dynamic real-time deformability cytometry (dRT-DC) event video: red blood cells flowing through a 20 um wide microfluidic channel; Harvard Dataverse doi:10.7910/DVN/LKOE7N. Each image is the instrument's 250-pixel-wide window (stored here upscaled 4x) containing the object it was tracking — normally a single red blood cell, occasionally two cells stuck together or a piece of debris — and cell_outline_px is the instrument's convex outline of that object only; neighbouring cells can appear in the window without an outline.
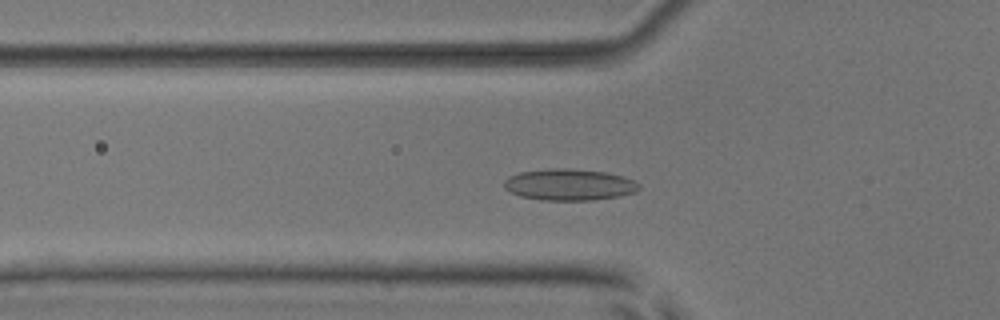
{"species": "common noctule bat (a hibernating species)", "species_latin": "Nyctalus noctula", "temperature_condition": "room temperature", "stored_images_in_passage": 45, "camera_frame_rate_fps": 3000, "um_per_image_px": 0.085, "animal": {"sex": "male", "body_mass_g": 17.9, "forearm_length_mm": 54.2}, "frame": {"image": 1, "passage_image": 17, "time_ms": 5.333, "image_size_px": [1000, 320], "cell_outline_px": [[640, 188], [636, 192], [620, 196], [592, 200], [544, 200], [520, 196], [504, 188], [504, 180], [508, 176], [520, 172], [548, 168], [568, 168], [604, 172], [624, 176], [640, 184]], "centroid_in_image_um": [48.39, 15.69], "position_along_channel_um": 77.4, "area_um2": 24.8}}
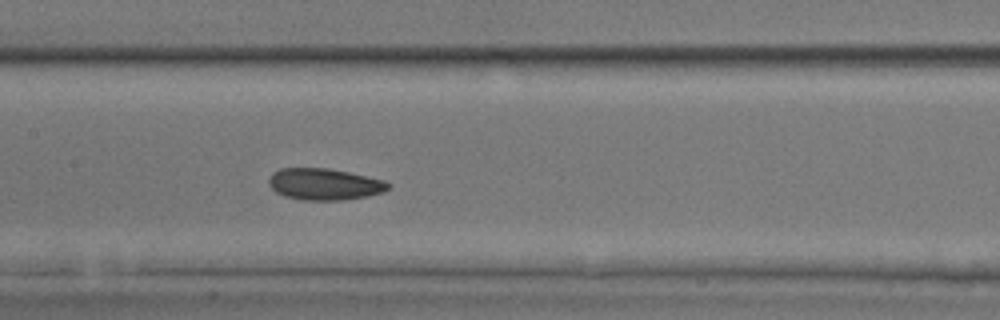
{"frame": {"image": 2, "passage_image": 25, "time_ms": 8.0, "image_size_px": [1000, 320], "cell_outline_px": [[388, 188], [384, 192], [368, 196], [344, 200], [300, 200], [284, 196], [276, 192], [268, 184], [268, 180], [272, 172], [280, 168], [328, 168], [348, 172], [384, 180], [388, 184]], "centroid_in_image_um": [27.53, 15.66], "position_along_channel_um": 179.9, "area_um2": 22.02}}
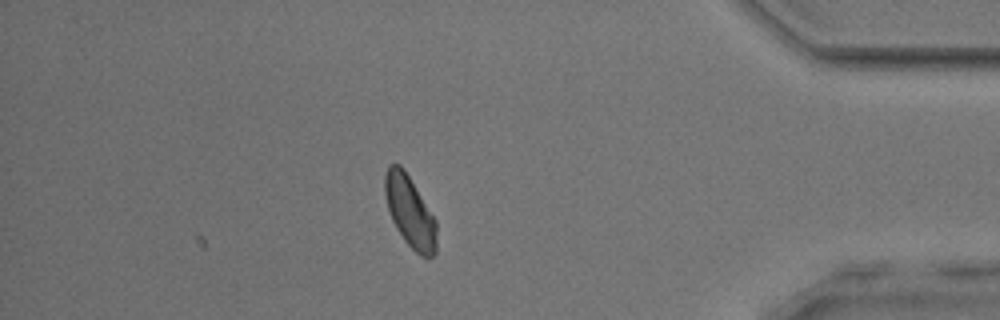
{"frame": {"image": 3, "passage_image": 45, "time_ms": 14.667, "image_size_px": [1000, 320], "cell_outline_px": [[436, 252], [428, 260], [420, 256], [404, 240], [396, 228], [392, 220], [388, 208], [384, 192], [384, 176], [388, 164], [400, 164], [404, 168], [436, 220]], "centroid_in_image_um": [34.84, 17.99], "position_along_channel_um": 400.4, "area_um2": 21.56}, "authors_computed_cell_mechanics": {"area_um2": 22.0796, "velocity_mm_per_s": 3.8401, "shape_relaxation_time_tau1_ms": 5.0133, "shape_relaxation_time_tau2_ms": 2.114, "deformation_change_tau1": 0.0918, "deformation_change_tau2": 0.0717}}